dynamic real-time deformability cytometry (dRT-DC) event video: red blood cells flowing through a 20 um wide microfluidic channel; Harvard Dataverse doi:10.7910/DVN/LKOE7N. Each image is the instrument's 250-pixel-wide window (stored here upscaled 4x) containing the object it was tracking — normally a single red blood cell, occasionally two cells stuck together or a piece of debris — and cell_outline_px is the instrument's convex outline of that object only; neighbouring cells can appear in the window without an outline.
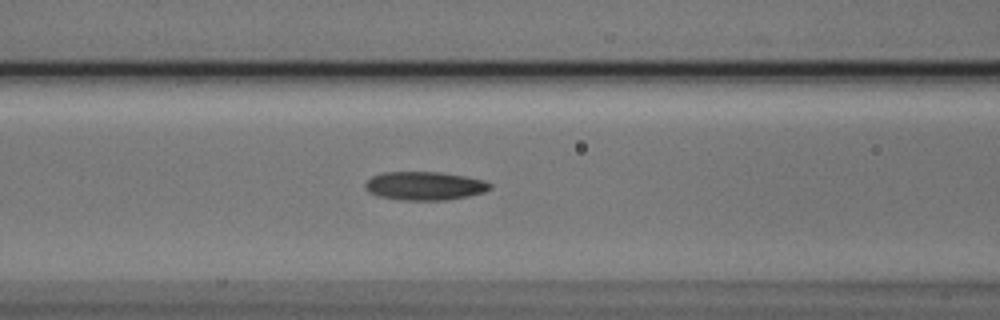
{"species": "Egyptian fruit bat (a non-hibernating species)", "species_latin": "Rousettus aegyptiacus", "temperature_condition": "cold", "stored_images_in_passage": 38, "camera_frame_rate_fps": 3000, "um_per_image_px": 0.085, "animal": {"sex": "male"}, "frame": {"image": 1, "passage_image": 12, "time_ms": 3.667, "image_size_px": [1000, 320], "cell_outline_px": [[492, 188], [484, 192], [468, 196], [444, 200], [400, 200], [380, 196], [368, 192], [364, 188], [364, 184], [372, 176], [380, 172], [440, 172], [464, 176], [484, 180], [492, 184]], "centroid_in_image_um": [36.08, 15.79], "position_along_channel_um": 130.5, "area_um2": 20.81}}
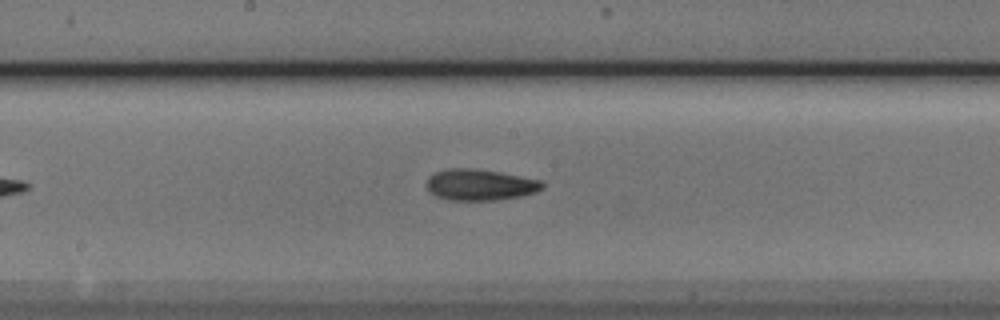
{"frame": {"image": 2, "passage_image": 18, "time_ms": 5.667, "image_size_px": [1000, 320], "cell_outline_px": [[544, 188], [536, 192], [520, 196], [492, 200], [448, 200], [436, 196], [428, 192], [428, 176], [436, 172], [448, 168], [468, 168], [500, 172], [540, 180], [544, 184]], "centroid_in_image_um": [40.79, 15.71], "position_along_channel_um": 207.4, "area_um2": 20.92}}
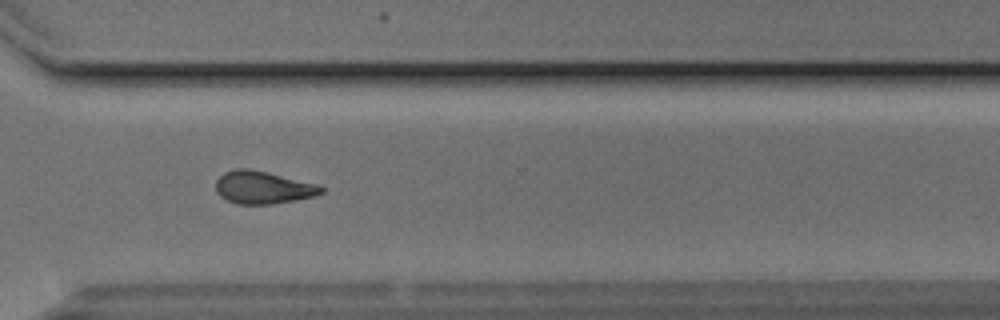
{"frame": {"image": 3, "passage_image": 29, "time_ms": 9.333, "image_size_px": [1000, 320], "cell_outline_px": [[324, 192], [316, 196], [272, 204], [236, 204], [220, 196], [216, 192], [216, 180], [224, 172], [236, 168], [248, 168], [320, 184], [324, 188]], "centroid_in_image_um": [22.37, 15.93], "position_along_channel_um": 348.2, "area_um2": 20.17}, "authors_computed_cell_mechanics": {"area_um2": 20.4034, "velocity_mm_per_s": 3.8505, "shape_relaxation_time_tau1_ms": 9.6208, "shape_relaxation_time_tau2_ms": 4.4292, "deformation_change_tau1": 0.1961, "deformation_change_tau2": 0.1318}}